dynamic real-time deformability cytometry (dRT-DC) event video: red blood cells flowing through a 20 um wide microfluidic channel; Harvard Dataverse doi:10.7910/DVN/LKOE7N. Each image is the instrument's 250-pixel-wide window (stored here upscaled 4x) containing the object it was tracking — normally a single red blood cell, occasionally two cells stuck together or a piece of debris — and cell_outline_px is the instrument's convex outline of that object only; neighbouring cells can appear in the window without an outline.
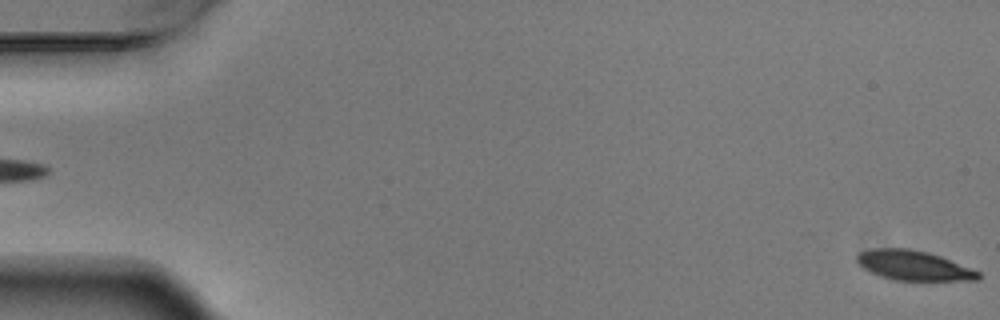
{"species": "Egyptian fruit bat (a non-hibernating species)", "species_latin": "Rousettus aegyptiacus", "temperature_condition": "warm", "stored_images_in_passage": 4, "camera_frame_rate_fps": 3000, "um_per_image_px": 0.085, "animal": {"sex": "male"}, "frame": {"image": 1, "passage_image": 4, "time_ms": 1.0, "image_size_px": [1000, 320], "cell_outline_px": [[980, 280], [896, 280], [880, 276], [868, 272], [856, 260], [856, 256], [860, 252], [872, 248], [908, 248], [928, 252], [940, 256], [980, 272]], "centroid_in_image_um": [77.63, 22.56], "position_along_channel_um": 7.4, "area_um2": 20.92}}